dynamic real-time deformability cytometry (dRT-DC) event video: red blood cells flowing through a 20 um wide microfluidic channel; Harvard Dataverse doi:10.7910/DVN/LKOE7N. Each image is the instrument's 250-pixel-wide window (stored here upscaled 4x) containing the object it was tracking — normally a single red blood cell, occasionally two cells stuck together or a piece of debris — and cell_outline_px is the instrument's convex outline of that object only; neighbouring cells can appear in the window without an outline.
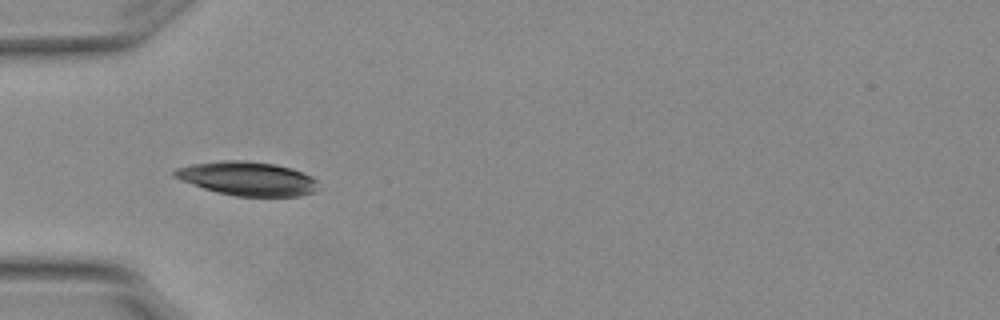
{"species": "Egyptian fruit bat (a non-hibernating species)", "species_latin": "Rousettus aegyptiacus", "temperature_condition": "warm", "stored_images_in_passage": 3, "camera_frame_rate_fps": 3000, "um_per_image_px": 0.085, "animal": {"sex": "female"}, "frame": {"image": 1, "passage_image": 3, "time_ms": 0.667, "image_size_px": [1000, 320], "cell_outline_px": [[320, 188], [312, 192], [300, 196], [236, 196], [216, 192], [180, 180], [172, 176], [172, 172], [176, 168], [192, 164], [224, 160], [244, 160], [276, 164], [292, 168], [312, 176], [316, 180]], "centroid_in_image_um": [21.04, 15.17], "position_along_channel_um": 64.0, "area_um2": 28.5}}